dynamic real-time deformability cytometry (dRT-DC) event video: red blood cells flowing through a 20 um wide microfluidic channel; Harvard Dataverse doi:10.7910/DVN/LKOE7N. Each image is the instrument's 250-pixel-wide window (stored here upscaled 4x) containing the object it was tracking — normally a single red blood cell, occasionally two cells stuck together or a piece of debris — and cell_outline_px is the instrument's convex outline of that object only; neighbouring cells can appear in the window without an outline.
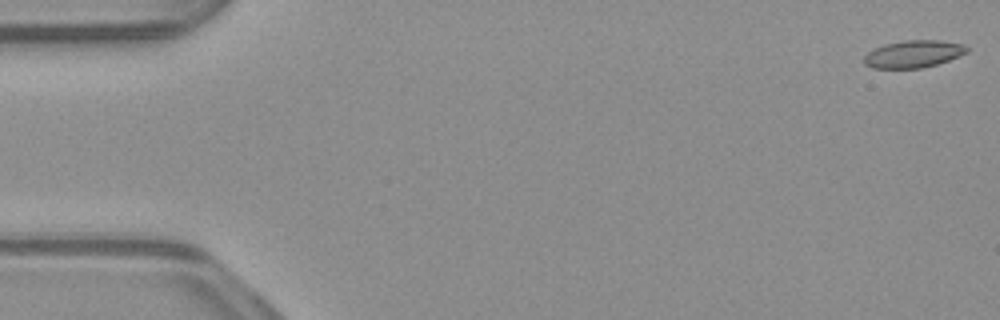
{"species": "common noctule bat (a hibernating species)", "species_latin": "Nyctalus noctula", "temperature_condition": "warm", "stored_images_in_passage": 53, "camera_frame_rate_fps": 3000, "um_per_image_px": 0.085, "animal": {"sex": "male", "body_mass_g": 23.1, "forearm_length_mm": 52.7}, "frame": {"image": 1, "passage_image": 1, "time_ms": 0.0, "image_size_px": [1000, 320], "cell_outline_px": [[968, 52], [960, 56], [936, 64], [920, 68], [872, 68], [864, 64], [864, 56], [872, 48], [884, 44], [904, 40], [940, 40], [964, 44], [968, 48]], "centroid_in_image_um": [77.63, 4.58], "position_along_channel_um": 7.4, "area_um2": 16.47}}
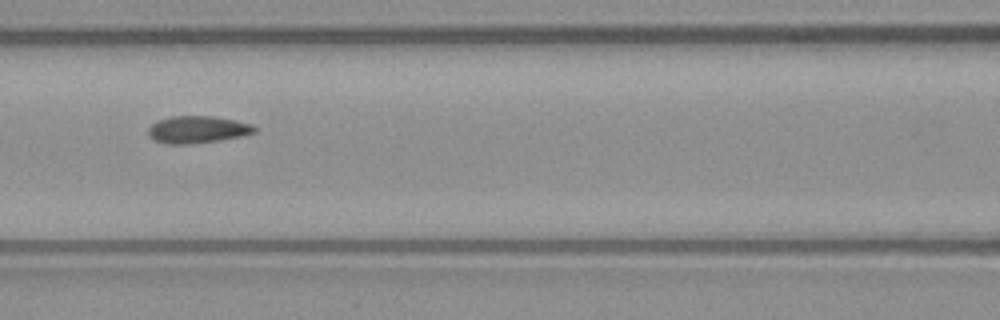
{"frame": {"image": 2, "passage_image": 23, "time_ms": 7.333, "image_size_px": [1000, 320], "cell_outline_px": [[256, 132], [244, 136], [220, 140], [188, 144], [164, 144], [148, 136], [148, 128], [152, 124], [160, 120], [172, 116], [216, 116], [236, 120], [252, 124], [256, 128]], "centroid_in_image_um": [16.82, 11.01], "position_along_channel_um": 149.8, "area_um2": 16.94}}
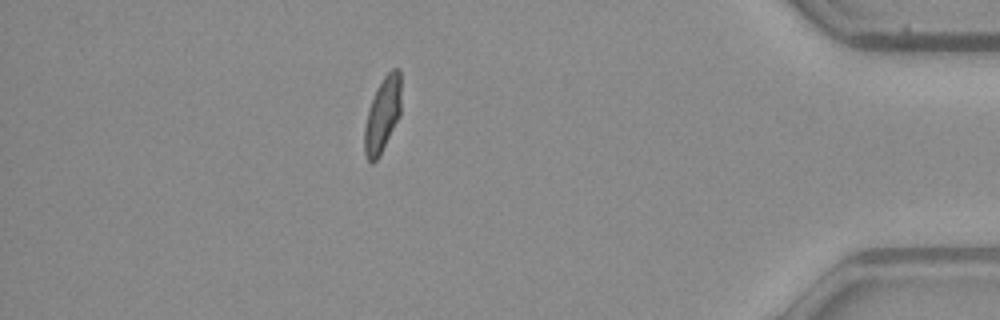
{"frame": {"image": 3, "passage_image": 46, "time_ms": 15.0, "image_size_px": [1000, 320], "cell_outline_px": [[400, 116], [380, 156], [372, 164], [368, 160], [364, 152], [364, 128], [368, 112], [372, 100], [384, 76], [392, 68], [400, 68]], "centroid_in_image_um": [32.52, 9.79], "position_along_channel_um": 402.7, "area_um2": 15.84}, "authors_computed_cell_mechanics": {"area_um2": 16.5886, "velocity_mm_per_s": 3.9341, "shape_relaxation_time_tau1_ms": 5.6972, "shape_relaxation_time_tau2_ms": 1.429, "deformation_change_tau1": 0.1559, "deformation_change_tau2": 0.0485}}